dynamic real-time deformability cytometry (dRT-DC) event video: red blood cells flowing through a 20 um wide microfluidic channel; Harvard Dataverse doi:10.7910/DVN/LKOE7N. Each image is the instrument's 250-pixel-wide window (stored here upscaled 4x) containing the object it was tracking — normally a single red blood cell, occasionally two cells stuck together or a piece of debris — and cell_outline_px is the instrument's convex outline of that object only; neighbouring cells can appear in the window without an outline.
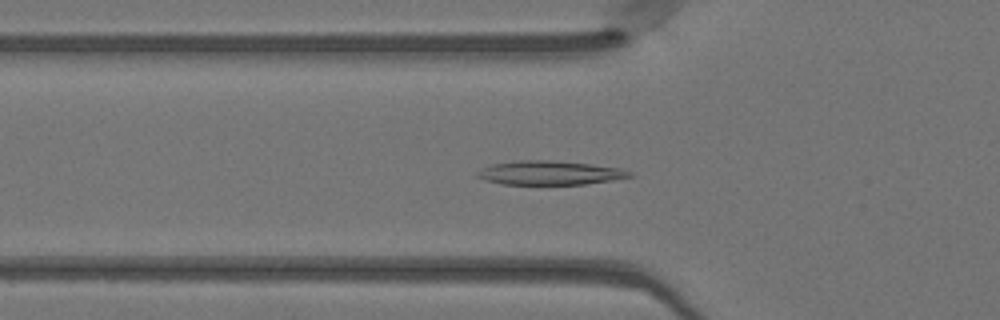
{"species": "Egyptian fruit bat (a non-hibernating species)", "species_latin": "Rousettus aegyptiacus", "temperature_condition": "warm", "stored_images_in_passage": 47, "camera_frame_rate_fps": 3000, "um_per_image_px": 0.085, "animal": {"sex": "female"}, "frame": {"image": 1, "passage_image": 15, "time_ms": 4.667, "image_size_px": [1000, 320], "cell_outline_px": [[636, 176], [612, 180], [584, 184], [504, 184], [484, 180], [476, 176], [476, 172], [492, 164], [520, 160], [552, 160], [588, 164], [620, 168], [632, 172]], "centroid_in_image_um": [46.75, 14.69], "position_along_channel_um": 79.1, "area_um2": 21.15}}
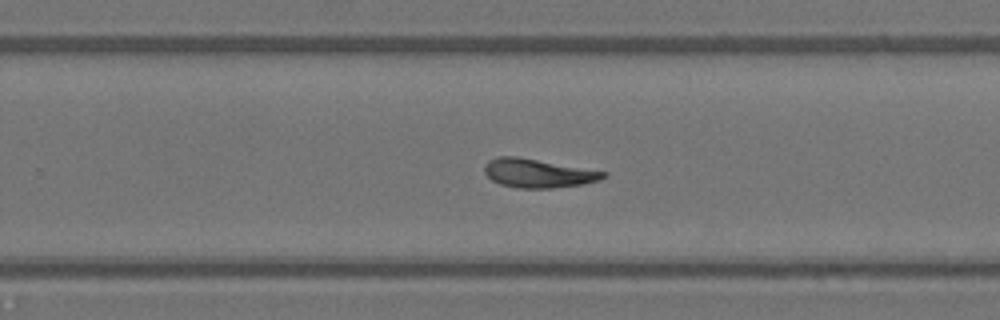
{"frame": {"image": 2, "passage_image": 30, "time_ms": 9.667, "image_size_px": [1000, 320], "cell_outline_px": [[608, 172], [600, 180], [584, 184], [552, 188], [516, 188], [500, 184], [492, 180], [484, 172], [484, 164], [488, 160], [496, 156], [516, 156]], "centroid_in_image_um": [45.69, 14.72], "position_along_channel_um": 284.1, "area_um2": 19.94}}
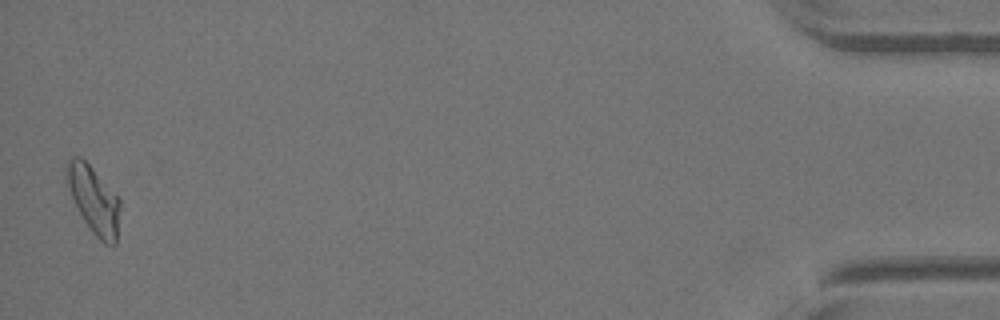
{"frame": {"image": 3, "passage_image": 47, "time_ms": 15.333, "image_size_px": [1000, 320], "cell_outline_px": [[120, 208], [116, 244], [104, 244], [92, 232], [84, 220], [72, 196], [68, 184], [64, 168], [64, 164], [72, 156], [80, 156], [120, 196]], "centroid_in_image_um": [7.99, 16.95], "position_along_channel_um": 427.2, "area_um2": 20.87}}